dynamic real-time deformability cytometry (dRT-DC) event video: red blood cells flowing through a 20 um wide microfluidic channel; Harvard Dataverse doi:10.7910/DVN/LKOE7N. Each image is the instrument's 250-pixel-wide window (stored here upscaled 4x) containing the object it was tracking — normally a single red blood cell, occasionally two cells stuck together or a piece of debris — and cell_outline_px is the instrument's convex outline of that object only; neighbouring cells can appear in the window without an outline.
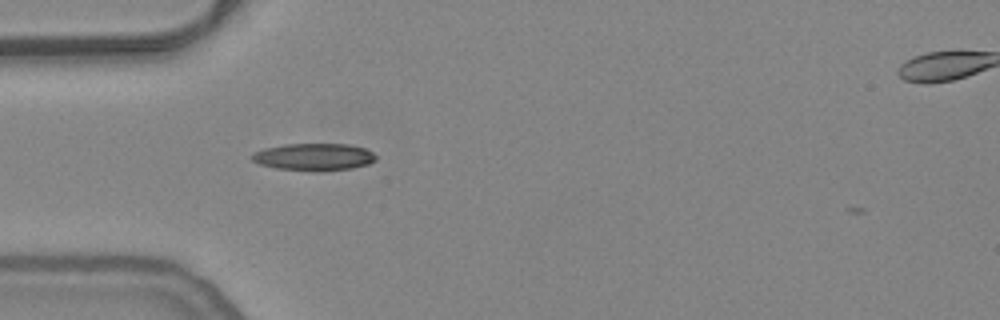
{"species": "common noctule bat (a hibernating species)", "species_latin": "Nyctalus noctula", "temperature_condition": "warm", "stored_images_in_passage": 39, "camera_frame_rate_fps": 3000, "um_per_image_px": 0.085, "animal": {"sex": "female", "body_mass_g": 24.6, "forearm_length_mm": 56.2}, "frame": {"image": 1, "passage_image": 1, "time_ms": 0.0, "image_size_px": [1000, 320], "cell_outline_px": [[376, 160], [368, 164], [352, 168], [316, 172], [276, 168], [260, 164], [252, 160], [252, 152], [264, 148], [284, 144], [348, 144], [364, 148], [372, 152], [376, 156]], "centroid_in_image_um": [26.67, 13.34], "position_along_channel_um": 58.3, "area_um2": 19.77}}
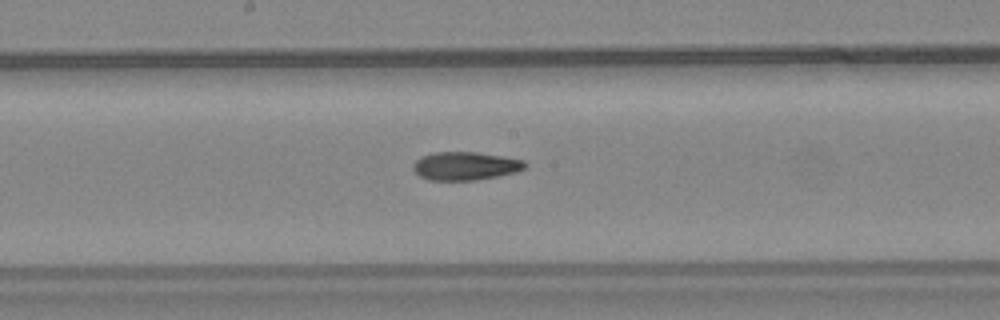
{"frame": {"image": 2, "passage_image": 13, "time_ms": 4.0, "image_size_px": [1000, 320], "cell_outline_px": [[528, 164], [524, 168], [516, 172], [500, 176], [476, 180], [428, 180], [420, 176], [412, 168], [412, 164], [420, 156], [432, 152], [476, 152], [504, 156], [524, 160]], "centroid_in_image_um": [39.55, 14.1], "position_along_channel_um": 208.6, "area_um2": 18.67}}
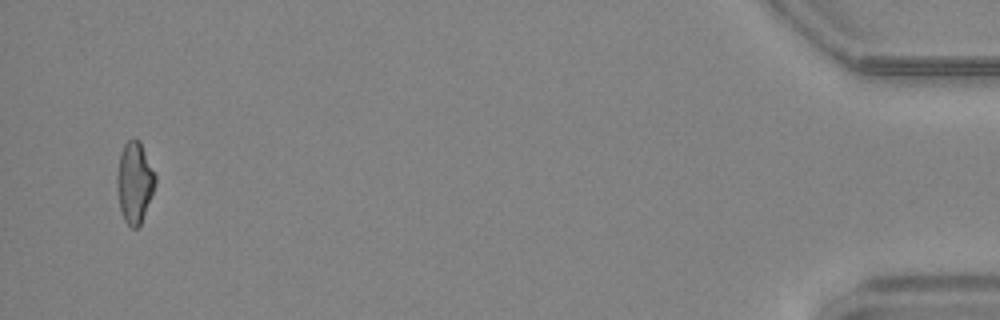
{"frame": {"image": 3, "passage_image": 37, "time_ms": 12.0, "image_size_px": [1000, 320], "cell_outline_px": [[156, 184], [152, 196], [140, 224], [136, 228], [132, 228], [124, 220], [120, 208], [116, 188], [116, 176], [120, 152], [124, 144], [128, 140], [140, 140], [156, 176]], "centroid_in_image_um": [11.43, 15.5], "position_along_channel_um": 423.8, "area_um2": 18.15}, "authors_computed_cell_mechanics": {"area_um2": 18.496, "velocity_mm_per_s": 3.811, "shape_relaxation_time_tau1_ms": null, "shape_relaxation_time_tau2_ms": 5.7494, "deformation_change_tau1": null, "deformation_change_tau2": 0.1553}}